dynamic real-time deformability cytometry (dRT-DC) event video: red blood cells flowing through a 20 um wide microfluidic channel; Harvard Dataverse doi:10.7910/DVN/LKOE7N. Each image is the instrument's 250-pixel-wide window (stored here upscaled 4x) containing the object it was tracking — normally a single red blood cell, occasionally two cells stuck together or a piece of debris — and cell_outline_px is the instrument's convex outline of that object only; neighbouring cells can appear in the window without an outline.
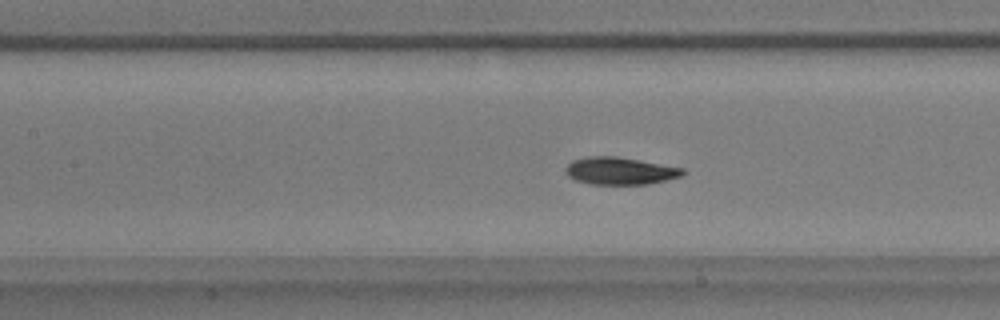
{"species": "common noctule bat (a hibernating species)", "species_latin": "Nyctalus noctula", "temperature_condition": "warm", "stored_images_in_passage": 58, "camera_frame_rate_fps": 3000, "um_per_image_px": 0.085, "animal": {"sex": "male", "body_mass_g": 17.9}, "frame": {"image": 1, "passage_image": 25, "time_ms": 8.0, "image_size_px": [1000, 320], "cell_outline_px": [[684, 172], [680, 176], [648, 184], [592, 184], [576, 180], [568, 176], [564, 172], [564, 168], [572, 160], [588, 156], [616, 156], [640, 160], [684, 168]], "centroid_in_image_um": [52.65, 14.51], "position_along_channel_um": 154.8, "area_um2": 18.61}}
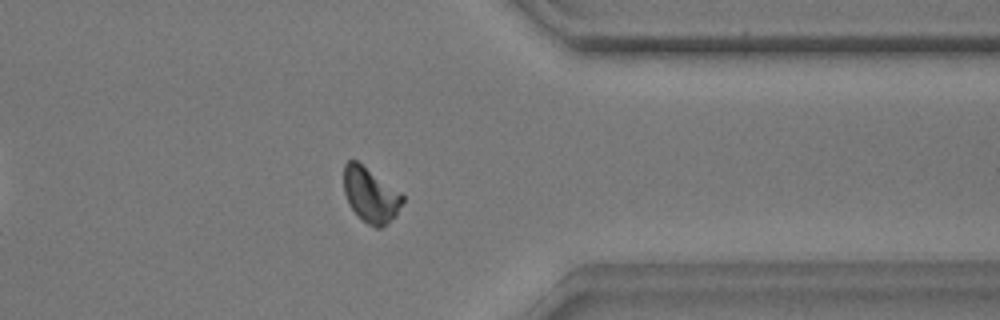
{"frame": {"image": 2, "passage_image": 45, "time_ms": 14.667, "image_size_px": [1000, 320], "cell_outline_px": [[404, 200], [396, 216], [380, 228], [376, 228], [368, 224], [348, 204], [344, 192], [344, 164], [348, 160], [356, 160], [400, 192], [404, 196]], "centroid_in_image_um": [31.5, 16.57], "position_along_channel_um": 379.9, "area_um2": 18.5}}
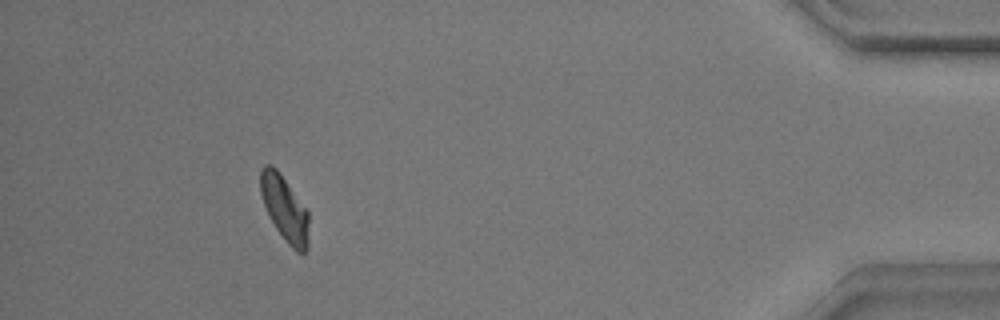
{"frame": {"image": 3, "passage_image": 52, "time_ms": 17.0, "image_size_px": [1000, 320], "cell_outline_px": [[308, 248], [304, 252], [296, 252], [288, 244], [276, 228], [264, 204], [260, 192], [260, 168], [264, 164], [272, 164], [276, 168], [308, 212]], "centroid_in_image_um": [24.18, 17.71], "position_along_channel_um": 411.0, "area_um2": 18.03}, "authors_computed_cell_mechanics": {"area_um2": 18.4093, "velocity_mm_per_s": 3.5228, "shape_relaxation_time_tau1_ms": 3.6524, "shape_relaxation_time_tau2_ms": 3.1121, "deformation_change_tau1": 0.1237, "deformation_change_tau2": 0.0803}}